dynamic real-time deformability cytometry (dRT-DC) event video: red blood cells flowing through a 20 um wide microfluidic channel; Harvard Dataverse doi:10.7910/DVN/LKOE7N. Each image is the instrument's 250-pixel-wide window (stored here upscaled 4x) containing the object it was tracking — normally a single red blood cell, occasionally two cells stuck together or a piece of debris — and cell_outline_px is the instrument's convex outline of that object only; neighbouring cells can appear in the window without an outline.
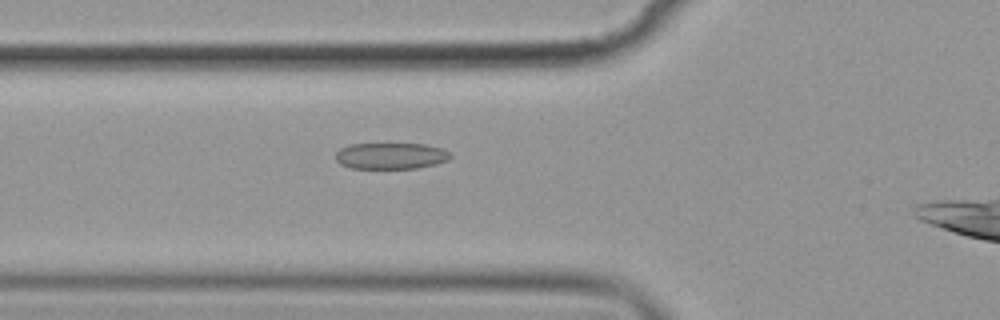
{"species": "common noctule bat (a hibernating species)", "species_latin": "Nyctalus noctula", "temperature_condition": "cold", "stored_images_in_passage": 35, "camera_frame_rate_fps": 3000, "um_per_image_px": 0.085, "animal": {"sex": "female", "body_mass_g": 19.9}, "frame": {"image": 1, "passage_image": 4, "time_ms": 1.0, "image_size_px": [1000, 320], "cell_outline_px": [[452, 156], [448, 160], [436, 164], [416, 168], [352, 168], [340, 164], [336, 160], [336, 152], [340, 148], [348, 144], [424, 144], [440, 148], [448, 152]], "centroid_in_image_um": [33.2, 13.25], "position_along_channel_um": 92.6, "area_um2": 17.51}}
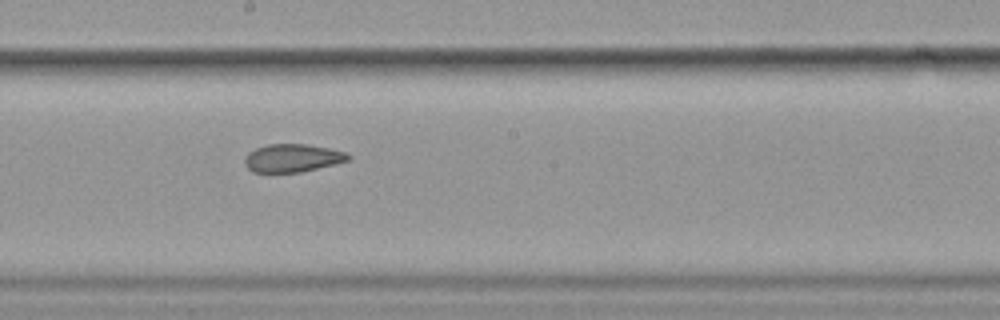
{"frame": {"image": 2, "passage_image": 15, "time_ms": 4.667, "image_size_px": [1000, 320], "cell_outline_px": [[352, 156], [348, 160], [336, 164], [300, 172], [252, 172], [244, 164], [244, 156], [248, 152], [256, 148], [268, 144], [308, 144], [348, 152]], "centroid_in_image_um": [24.86, 13.43], "position_along_channel_um": 223.3, "area_um2": 17.05}}
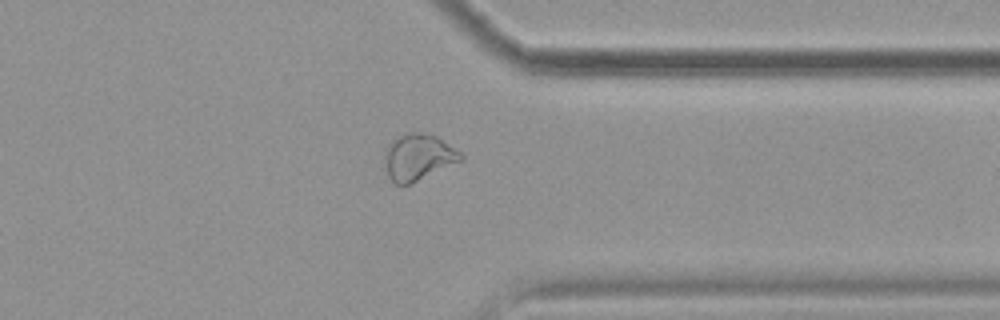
{"frame": {"image": 3, "passage_image": 28, "time_ms": 9.0, "image_size_px": [1000, 320], "cell_outline_px": [[464, 156], [460, 160], [408, 184], [396, 184], [388, 176], [384, 156], [384, 148], [396, 136], [408, 132], [420, 132], [436, 136], [460, 152]], "centroid_in_image_um": [35.48, 13.31], "position_along_channel_um": 375.9, "area_um2": 20.06}, "authors_computed_cell_mechanics": {"area_um2": 17.629, "velocity_mm_per_s": 3.5651, "shape_relaxation_time_tau1_ms": 10.9713, "shape_relaxation_time_tau2_ms": 1.6009, "deformation_change_tau1": 0.2016, "deformation_change_tau2": 0.0704}}